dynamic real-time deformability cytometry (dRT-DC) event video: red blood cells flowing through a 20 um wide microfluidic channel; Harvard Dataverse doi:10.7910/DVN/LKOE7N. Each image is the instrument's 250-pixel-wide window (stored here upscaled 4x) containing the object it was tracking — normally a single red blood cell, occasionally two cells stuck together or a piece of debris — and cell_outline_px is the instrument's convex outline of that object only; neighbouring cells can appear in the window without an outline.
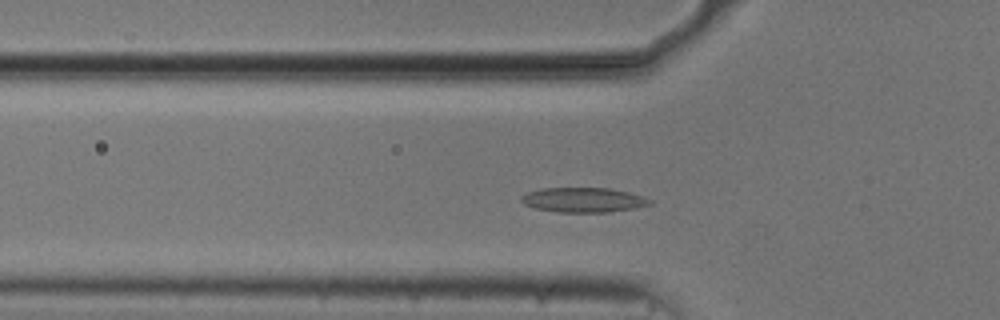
{"species": "common noctule bat (a hibernating species)", "species_latin": "Nyctalus noctula", "temperature_condition": "cold", "stored_images_in_passage": 50, "camera_frame_rate_fps": 3000, "um_per_image_px": 0.085, "animal": {"sex": "male", "body_mass_g": 20.5, "forearm_length_mm": 52.5}, "frame": {"image": 1, "passage_image": 13, "time_ms": 4.0, "image_size_px": [1000, 320], "cell_outline_px": [[652, 204], [632, 208], [608, 212], [556, 212], [536, 208], [524, 204], [520, 200], [520, 196], [528, 192], [544, 188], [608, 188], [628, 192], [644, 196], [652, 200]], "centroid_in_image_um": [49.58, 16.99], "position_along_channel_um": 76.2, "area_um2": 18.44}}
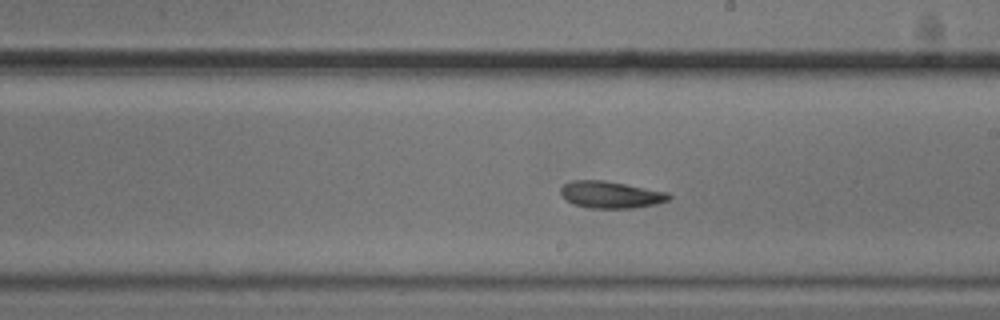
{"frame": {"image": 2, "passage_image": 26, "time_ms": 8.333, "image_size_px": [1000, 320], "cell_outline_px": [[672, 196], [668, 200], [656, 204], [632, 208], [588, 208], [572, 204], [560, 192], [560, 188], [564, 184], [572, 180], [604, 180], [668, 192]], "centroid_in_image_um": [51.91, 16.55], "position_along_channel_um": 237.1, "area_um2": 16.94}}
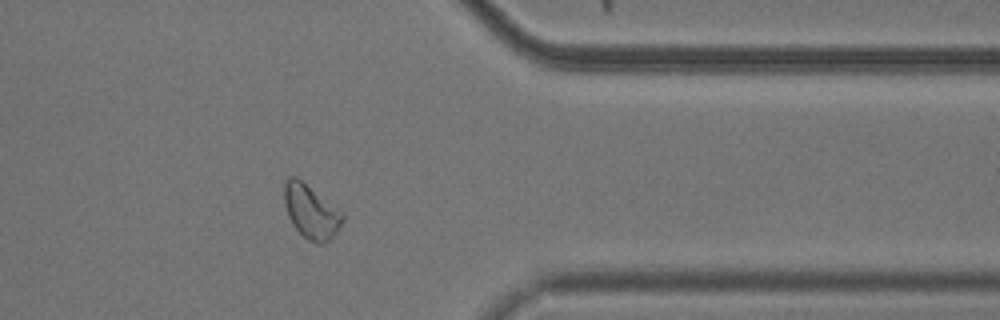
{"frame": {"image": 3, "passage_image": 39, "time_ms": 12.667, "image_size_px": [1000, 320], "cell_outline_px": [[344, 220], [336, 232], [324, 244], [316, 244], [308, 240], [292, 224], [288, 216], [284, 204], [284, 180], [288, 176], [296, 176], [344, 212]], "centroid_in_image_um": [26.43, 17.96], "position_along_channel_um": 385.0, "area_um2": 18.44}, "authors_computed_cell_mechanics": {"area_um2": 17.6001, "velocity_mm_per_s": 3.6961, "shape_relaxation_time_tau1_ms": 4.6918, "shape_relaxation_time_tau2_ms": null, "deformation_change_tau1": 0.1022, "deformation_change_tau2": null}}